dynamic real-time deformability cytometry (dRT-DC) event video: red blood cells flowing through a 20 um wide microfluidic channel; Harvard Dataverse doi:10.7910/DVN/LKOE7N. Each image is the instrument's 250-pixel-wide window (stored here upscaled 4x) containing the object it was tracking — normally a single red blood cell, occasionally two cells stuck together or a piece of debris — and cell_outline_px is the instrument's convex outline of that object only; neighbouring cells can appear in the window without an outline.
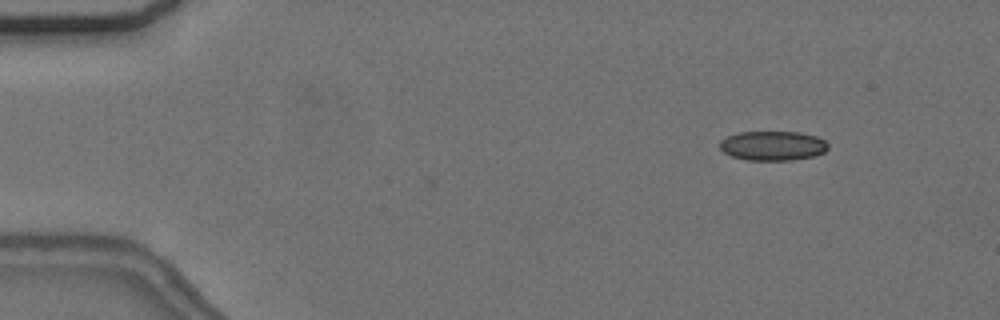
{"species": "common noctule bat (a hibernating species)", "species_latin": "Nyctalus noctula", "temperature_condition": "cold", "stored_images_in_passage": 53, "camera_frame_rate_fps": 3000, "um_per_image_px": 0.085, "animal": {"sex": "female", "body_mass_g": 24.6, "forearm_length_mm": 56.2}, "frame": {"image": 1, "passage_image": 3, "time_ms": 0.667, "image_size_px": [1000, 320], "cell_outline_px": [[828, 148], [824, 152], [816, 156], [792, 160], [748, 160], [732, 156], [724, 152], [720, 148], [720, 140], [728, 136], [740, 132], [800, 132], [816, 136], [824, 140], [828, 144]], "centroid_in_image_um": [65.71, 12.39], "position_along_channel_um": 19.3, "area_um2": 18.61}}
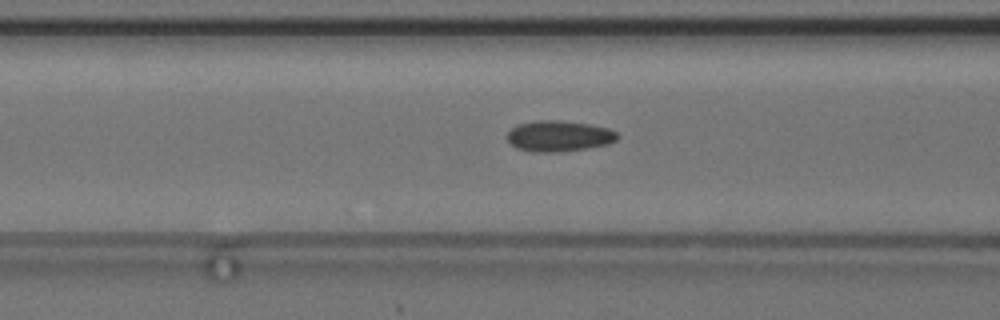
{"frame": {"image": 2, "passage_image": 19, "time_ms": 6.0, "image_size_px": [1000, 320], "cell_outline_px": [[620, 136], [616, 140], [608, 144], [588, 148], [560, 152], [532, 152], [516, 148], [508, 140], [508, 132], [516, 124], [536, 120], [560, 120], [588, 124], [608, 128], [616, 132]], "centroid_in_image_um": [47.51, 11.56], "position_along_channel_um": 119.1, "area_um2": 19.94}}
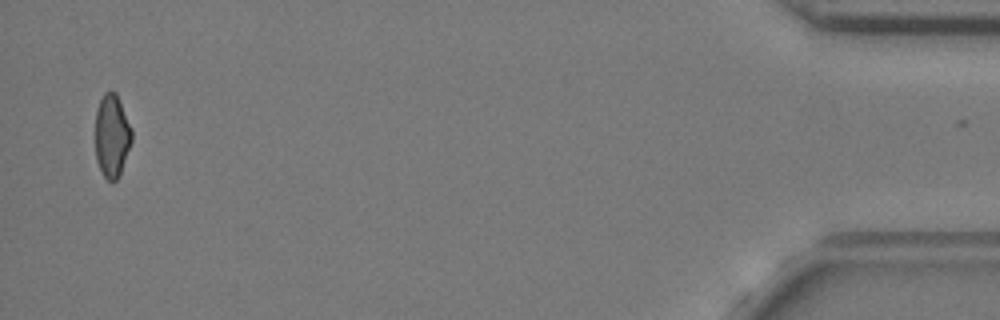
{"frame": {"image": 3, "passage_image": 51, "time_ms": 16.667, "image_size_px": [1000, 320], "cell_outline_px": [[132, 140], [120, 172], [116, 180], [108, 180], [104, 176], [96, 160], [96, 108], [104, 92], [116, 92], [132, 128]], "centroid_in_image_um": [9.51, 11.5], "position_along_channel_um": 425.7, "area_um2": 17.4}, "authors_computed_cell_mechanics": {"area_um2": 19.2474, "velocity_mm_per_s": 3.6937, "shape_relaxation_time_tau1_ms": null, "shape_relaxation_time_tau2_ms": 2.9628, "deformation_change_tau1": null, "deformation_change_tau2": 0.0926}}